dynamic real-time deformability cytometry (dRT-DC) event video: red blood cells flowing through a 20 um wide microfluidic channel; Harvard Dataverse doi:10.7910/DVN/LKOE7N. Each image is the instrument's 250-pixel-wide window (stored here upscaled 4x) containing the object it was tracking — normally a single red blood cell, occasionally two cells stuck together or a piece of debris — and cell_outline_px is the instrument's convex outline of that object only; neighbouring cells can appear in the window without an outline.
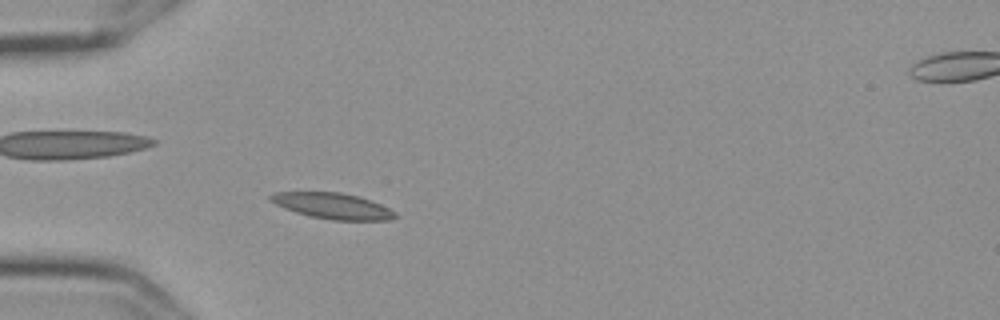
{"species": "Egyptian fruit bat (a non-hibernating species)", "species_latin": "Rousettus aegyptiacus", "temperature_condition": "cold", "stored_images_in_passage": 52, "camera_frame_rate_fps": 3000, "um_per_image_px": 0.085, "frame": {"image": 1, "passage_image": 12, "time_ms": 3.667, "image_size_px": [1000, 320], "cell_outline_px": [[396, 216], [388, 220], [332, 220], [308, 216], [284, 208], [268, 200], [268, 196], [272, 192], [340, 192], [360, 196], [372, 200], [396, 212]], "centroid_in_image_um": [28.24, 17.49], "position_along_channel_um": 56.8, "area_um2": 18.9}}
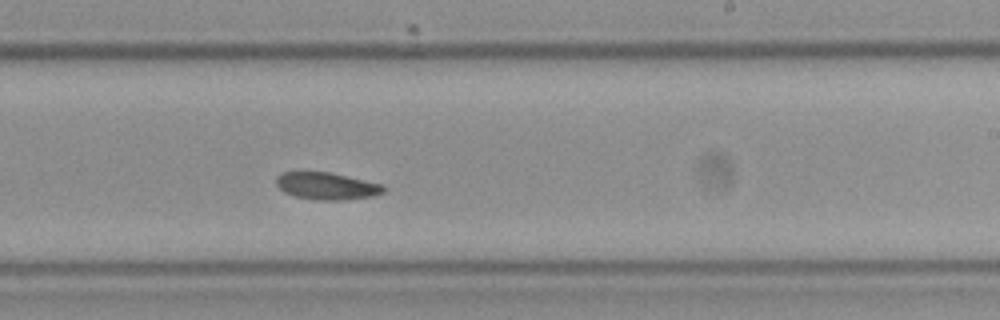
{"frame": {"image": 2, "passage_image": 30, "time_ms": 9.667, "image_size_px": [1000, 320], "cell_outline_px": [[388, 188], [384, 192], [376, 196], [344, 200], [316, 200], [296, 196], [284, 192], [276, 184], [276, 176], [280, 172], [328, 172], [384, 184]], "centroid_in_image_um": [27.82, 15.81], "position_along_channel_um": 261.2, "area_um2": 17.17}}
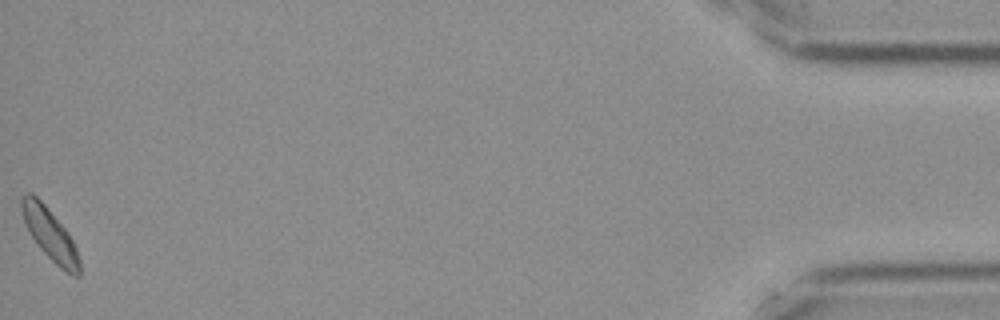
{"frame": {"image": 3, "passage_image": 52, "time_ms": 17.0, "image_size_px": [1000, 320], "cell_outline_px": [[80, 276], [72, 276], [60, 268], [40, 248], [32, 236], [24, 220], [20, 208], [20, 196], [28, 192], [32, 192], [44, 204], [68, 232], [76, 248], [80, 260]], "centroid_in_image_um": [4.25, 19.91], "position_along_channel_um": 431.0, "area_um2": 17.22}}